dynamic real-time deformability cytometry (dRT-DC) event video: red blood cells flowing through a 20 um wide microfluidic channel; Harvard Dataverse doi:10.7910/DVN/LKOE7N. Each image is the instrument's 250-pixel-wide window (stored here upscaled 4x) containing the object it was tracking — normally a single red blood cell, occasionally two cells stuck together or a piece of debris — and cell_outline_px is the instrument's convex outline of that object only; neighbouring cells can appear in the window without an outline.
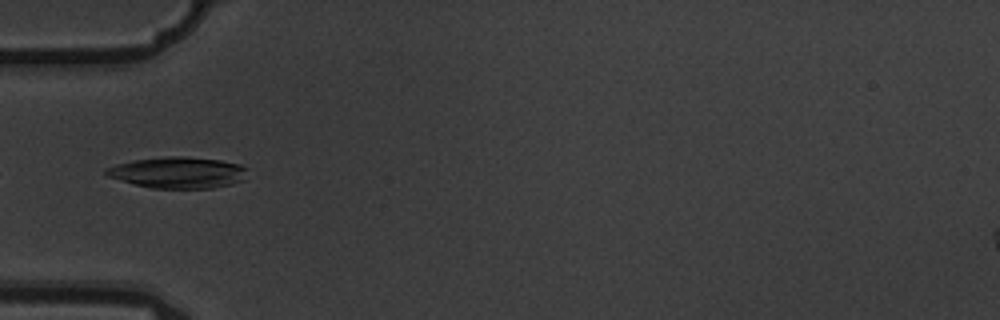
{"species": "common noctule bat (a hibernating species)", "species_latin": "Nyctalus noctula", "temperature_condition": "warm", "stored_images_in_passage": 5, "camera_frame_rate_fps": 3000, "um_per_image_px": 0.085, "animal": {"sex": "male", "body_mass_g": 19.5, "forearm_length_mm": 54.6}, "frame": {"image": 1, "passage_image": 5, "time_ms": 1.333, "image_size_px": [1000, 320], "cell_outline_px": [[248, 168], [244, 180], [232, 184], [212, 188], [152, 188], [132, 184], [108, 176], [104, 172], [104, 168], [116, 164], [132, 160], [164, 156], [184, 156], [220, 160], [240, 164]], "centroid_in_image_um": [15.12, 14.66], "position_along_channel_um": 69.9, "area_um2": 26.01}}